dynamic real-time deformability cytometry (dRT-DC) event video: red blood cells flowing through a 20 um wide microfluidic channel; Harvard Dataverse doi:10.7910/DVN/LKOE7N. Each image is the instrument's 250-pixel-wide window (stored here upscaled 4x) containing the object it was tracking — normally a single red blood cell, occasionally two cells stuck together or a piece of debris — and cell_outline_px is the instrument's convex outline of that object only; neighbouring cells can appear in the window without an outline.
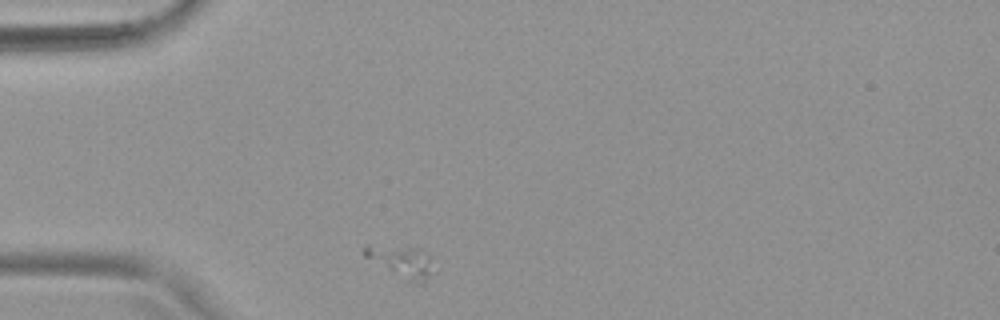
{"species": "common noctule bat (a hibernating species)", "species_latin": "Nyctalus noctula", "temperature_condition": "warm", "stored_images_in_passage": 30, "camera_frame_rate_fps": 3000, "um_per_image_px": 0.085, "animal": {"sex": "female", "body_mass_g": 19.9}, "frame": {"image": 1, "passage_image": 1, "time_ms": 0.0, "image_size_px": [1000, 320], "cell_outline_px": [[428, 276], [420, 284], [364, 256], [360, 252], [364, 244], [368, 244], [416, 248], [428, 252]], "centroid_in_image_um": [34.0, 22.11], "position_along_channel_um": 51.0, "area_um2": 11.56}}